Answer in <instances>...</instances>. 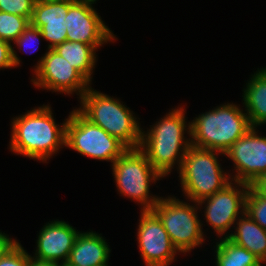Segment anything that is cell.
I'll return each mask as SVG.
<instances>
[{
    "mask_svg": "<svg viewBox=\"0 0 266 266\" xmlns=\"http://www.w3.org/2000/svg\"><path fill=\"white\" fill-rule=\"evenodd\" d=\"M11 120L8 149L12 153L49 163L47 161L65 147L67 118L57 124L49 103L31 108Z\"/></svg>",
    "mask_w": 266,
    "mask_h": 266,
    "instance_id": "1",
    "label": "cell"
},
{
    "mask_svg": "<svg viewBox=\"0 0 266 266\" xmlns=\"http://www.w3.org/2000/svg\"><path fill=\"white\" fill-rule=\"evenodd\" d=\"M184 106L178 105L166 112L159 121L149 125L147 131L142 129L139 149L163 178L170 175L174 168L180 170L182 160L191 146L190 122L186 121ZM185 133L189 135L188 138L184 136Z\"/></svg>",
    "mask_w": 266,
    "mask_h": 266,
    "instance_id": "2",
    "label": "cell"
},
{
    "mask_svg": "<svg viewBox=\"0 0 266 266\" xmlns=\"http://www.w3.org/2000/svg\"><path fill=\"white\" fill-rule=\"evenodd\" d=\"M79 100L80 106L76 109L86 119L103 128L128 149L139 148L143 129L140 118L119 98L101 93L90 86Z\"/></svg>",
    "mask_w": 266,
    "mask_h": 266,
    "instance_id": "3",
    "label": "cell"
},
{
    "mask_svg": "<svg viewBox=\"0 0 266 266\" xmlns=\"http://www.w3.org/2000/svg\"><path fill=\"white\" fill-rule=\"evenodd\" d=\"M190 128L192 146L225 153L252 126L240 104L227 102L196 116Z\"/></svg>",
    "mask_w": 266,
    "mask_h": 266,
    "instance_id": "4",
    "label": "cell"
},
{
    "mask_svg": "<svg viewBox=\"0 0 266 266\" xmlns=\"http://www.w3.org/2000/svg\"><path fill=\"white\" fill-rule=\"evenodd\" d=\"M219 155L224 153L190 146L179 173L183 196L196 203L223 190L232 182L229 170H223Z\"/></svg>",
    "mask_w": 266,
    "mask_h": 266,
    "instance_id": "5",
    "label": "cell"
},
{
    "mask_svg": "<svg viewBox=\"0 0 266 266\" xmlns=\"http://www.w3.org/2000/svg\"><path fill=\"white\" fill-rule=\"evenodd\" d=\"M111 169L120 196L140 205L141 211L153 209L161 197L151 194L150 187L163 177L139 148L127 149L111 164Z\"/></svg>",
    "mask_w": 266,
    "mask_h": 266,
    "instance_id": "6",
    "label": "cell"
},
{
    "mask_svg": "<svg viewBox=\"0 0 266 266\" xmlns=\"http://www.w3.org/2000/svg\"><path fill=\"white\" fill-rule=\"evenodd\" d=\"M198 210L200 209L196 202L188 199L181 201L175 195L161 196L152 209L161 220L172 244L183 255L200 245L202 247L206 242L207 236L202 226L204 221L199 219Z\"/></svg>",
    "mask_w": 266,
    "mask_h": 266,
    "instance_id": "7",
    "label": "cell"
},
{
    "mask_svg": "<svg viewBox=\"0 0 266 266\" xmlns=\"http://www.w3.org/2000/svg\"><path fill=\"white\" fill-rule=\"evenodd\" d=\"M65 148L111 163L128 149L117 138L86 119L76 107L67 116Z\"/></svg>",
    "mask_w": 266,
    "mask_h": 266,
    "instance_id": "8",
    "label": "cell"
},
{
    "mask_svg": "<svg viewBox=\"0 0 266 266\" xmlns=\"http://www.w3.org/2000/svg\"><path fill=\"white\" fill-rule=\"evenodd\" d=\"M33 87L57 94L81 96L89 89L90 83L61 55L47 49L32 70Z\"/></svg>",
    "mask_w": 266,
    "mask_h": 266,
    "instance_id": "9",
    "label": "cell"
},
{
    "mask_svg": "<svg viewBox=\"0 0 266 266\" xmlns=\"http://www.w3.org/2000/svg\"><path fill=\"white\" fill-rule=\"evenodd\" d=\"M249 187L247 183L232 181L223 190L197 203L199 211L204 208L202 216L207 224H210L217 238L223 239L230 236L229 231L245 212V199Z\"/></svg>",
    "mask_w": 266,
    "mask_h": 266,
    "instance_id": "10",
    "label": "cell"
},
{
    "mask_svg": "<svg viewBox=\"0 0 266 266\" xmlns=\"http://www.w3.org/2000/svg\"><path fill=\"white\" fill-rule=\"evenodd\" d=\"M97 0H69L65 18L67 41L89 45L114 43L118 38L93 7Z\"/></svg>",
    "mask_w": 266,
    "mask_h": 266,
    "instance_id": "11",
    "label": "cell"
},
{
    "mask_svg": "<svg viewBox=\"0 0 266 266\" xmlns=\"http://www.w3.org/2000/svg\"><path fill=\"white\" fill-rule=\"evenodd\" d=\"M137 243L145 266H169L180 252L172 244L161 220L152 210H140Z\"/></svg>",
    "mask_w": 266,
    "mask_h": 266,
    "instance_id": "12",
    "label": "cell"
},
{
    "mask_svg": "<svg viewBox=\"0 0 266 266\" xmlns=\"http://www.w3.org/2000/svg\"><path fill=\"white\" fill-rule=\"evenodd\" d=\"M259 134L257 127H252L224 153L234 166L232 181L251 185L266 172V137Z\"/></svg>",
    "mask_w": 266,
    "mask_h": 266,
    "instance_id": "13",
    "label": "cell"
},
{
    "mask_svg": "<svg viewBox=\"0 0 266 266\" xmlns=\"http://www.w3.org/2000/svg\"><path fill=\"white\" fill-rule=\"evenodd\" d=\"M80 231L64 220H52L41 228L32 258L65 264Z\"/></svg>",
    "mask_w": 266,
    "mask_h": 266,
    "instance_id": "14",
    "label": "cell"
},
{
    "mask_svg": "<svg viewBox=\"0 0 266 266\" xmlns=\"http://www.w3.org/2000/svg\"><path fill=\"white\" fill-rule=\"evenodd\" d=\"M68 8L69 0H36L30 22L33 27L40 29L43 40L48 42L47 49L67 41L65 18Z\"/></svg>",
    "mask_w": 266,
    "mask_h": 266,
    "instance_id": "15",
    "label": "cell"
},
{
    "mask_svg": "<svg viewBox=\"0 0 266 266\" xmlns=\"http://www.w3.org/2000/svg\"><path fill=\"white\" fill-rule=\"evenodd\" d=\"M111 249L102 234L90 230L77 235L67 262L71 266L109 265Z\"/></svg>",
    "mask_w": 266,
    "mask_h": 266,
    "instance_id": "16",
    "label": "cell"
},
{
    "mask_svg": "<svg viewBox=\"0 0 266 266\" xmlns=\"http://www.w3.org/2000/svg\"><path fill=\"white\" fill-rule=\"evenodd\" d=\"M257 69L242 90V105L252 127L266 125V67Z\"/></svg>",
    "mask_w": 266,
    "mask_h": 266,
    "instance_id": "17",
    "label": "cell"
},
{
    "mask_svg": "<svg viewBox=\"0 0 266 266\" xmlns=\"http://www.w3.org/2000/svg\"><path fill=\"white\" fill-rule=\"evenodd\" d=\"M228 237L235 244L252 252L262 262L266 258V230L244 212L235 222Z\"/></svg>",
    "mask_w": 266,
    "mask_h": 266,
    "instance_id": "18",
    "label": "cell"
},
{
    "mask_svg": "<svg viewBox=\"0 0 266 266\" xmlns=\"http://www.w3.org/2000/svg\"><path fill=\"white\" fill-rule=\"evenodd\" d=\"M102 46L64 41L55 46L53 50L64 57L91 84L97 64L96 52Z\"/></svg>",
    "mask_w": 266,
    "mask_h": 266,
    "instance_id": "19",
    "label": "cell"
},
{
    "mask_svg": "<svg viewBox=\"0 0 266 266\" xmlns=\"http://www.w3.org/2000/svg\"><path fill=\"white\" fill-rule=\"evenodd\" d=\"M215 240L218 241L213 247L215 266H262L257 256L229 238Z\"/></svg>",
    "mask_w": 266,
    "mask_h": 266,
    "instance_id": "20",
    "label": "cell"
},
{
    "mask_svg": "<svg viewBox=\"0 0 266 266\" xmlns=\"http://www.w3.org/2000/svg\"><path fill=\"white\" fill-rule=\"evenodd\" d=\"M30 24L26 17L0 11V38L11 44Z\"/></svg>",
    "mask_w": 266,
    "mask_h": 266,
    "instance_id": "21",
    "label": "cell"
},
{
    "mask_svg": "<svg viewBox=\"0 0 266 266\" xmlns=\"http://www.w3.org/2000/svg\"><path fill=\"white\" fill-rule=\"evenodd\" d=\"M43 39V35L41 34V31L39 28H35L33 27L31 24L20 34V36L12 43V55H13V63L15 68L18 66H21V59L17 54V51L15 50V48L17 47L18 50L22 51V52H26L28 53V49H26L27 47H29L31 44H36V48H33L31 51L29 52H34L36 50H38L39 45H40V39ZM34 42V43H33ZM15 45V48H14ZM33 46V45H31ZM27 51H26V50ZM31 49V48H30ZM30 54V53H29Z\"/></svg>",
    "mask_w": 266,
    "mask_h": 266,
    "instance_id": "22",
    "label": "cell"
},
{
    "mask_svg": "<svg viewBox=\"0 0 266 266\" xmlns=\"http://www.w3.org/2000/svg\"><path fill=\"white\" fill-rule=\"evenodd\" d=\"M245 212L266 230V198L261 197L251 186L245 199Z\"/></svg>",
    "mask_w": 266,
    "mask_h": 266,
    "instance_id": "23",
    "label": "cell"
},
{
    "mask_svg": "<svg viewBox=\"0 0 266 266\" xmlns=\"http://www.w3.org/2000/svg\"><path fill=\"white\" fill-rule=\"evenodd\" d=\"M36 0H0V11L28 18L31 21Z\"/></svg>",
    "mask_w": 266,
    "mask_h": 266,
    "instance_id": "24",
    "label": "cell"
},
{
    "mask_svg": "<svg viewBox=\"0 0 266 266\" xmlns=\"http://www.w3.org/2000/svg\"><path fill=\"white\" fill-rule=\"evenodd\" d=\"M30 253L24 249L19 240L1 257L0 266H28Z\"/></svg>",
    "mask_w": 266,
    "mask_h": 266,
    "instance_id": "25",
    "label": "cell"
},
{
    "mask_svg": "<svg viewBox=\"0 0 266 266\" xmlns=\"http://www.w3.org/2000/svg\"><path fill=\"white\" fill-rule=\"evenodd\" d=\"M15 68L12 55V44L0 38V69Z\"/></svg>",
    "mask_w": 266,
    "mask_h": 266,
    "instance_id": "26",
    "label": "cell"
},
{
    "mask_svg": "<svg viewBox=\"0 0 266 266\" xmlns=\"http://www.w3.org/2000/svg\"><path fill=\"white\" fill-rule=\"evenodd\" d=\"M17 241L0 230V259Z\"/></svg>",
    "mask_w": 266,
    "mask_h": 266,
    "instance_id": "27",
    "label": "cell"
},
{
    "mask_svg": "<svg viewBox=\"0 0 266 266\" xmlns=\"http://www.w3.org/2000/svg\"><path fill=\"white\" fill-rule=\"evenodd\" d=\"M261 197L266 198V172L262 173L250 185Z\"/></svg>",
    "mask_w": 266,
    "mask_h": 266,
    "instance_id": "28",
    "label": "cell"
},
{
    "mask_svg": "<svg viewBox=\"0 0 266 266\" xmlns=\"http://www.w3.org/2000/svg\"><path fill=\"white\" fill-rule=\"evenodd\" d=\"M28 266H63V264L56 262L39 261L31 257Z\"/></svg>",
    "mask_w": 266,
    "mask_h": 266,
    "instance_id": "29",
    "label": "cell"
},
{
    "mask_svg": "<svg viewBox=\"0 0 266 266\" xmlns=\"http://www.w3.org/2000/svg\"><path fill=\"white\" fill-rule=\"evenodd\" d=\"M45 1H65V0H45Z\"/></svg>",
    "mask_w": 266,
    "mask_h": 266,
    "instance_id": "30",
    "label": "cell"
},
{
    "mask_svg": "<svg viewBox=\"0 0 266 266\" xmlns=\"http://www.w3.org/2000/svg\"><path fill=\"white\" fill-rule=\"evenodd\" d=\"M266 263V258L262 261V266H263V264H265Z\"/></svg>",
    "mask_w": 266,
    "mask_h": 266,
    "instance_id": "31",
    "label": "cell"
},
{
    "mask_svg": "<svg viewBox=\"0 0 266 266\" xmlns=\"http://www.w3.org/2000/svg\"><path fill=\"white\" fill-rule=\"evenodd\" d=\"M63 266H71V265H63ZM100 266H110V265H100Z\"/></svg>",
    "mask_w": 266,
    "mask_h": 266,
    "instance_id": "32",
    "label": "cell"
}]
</instances>
